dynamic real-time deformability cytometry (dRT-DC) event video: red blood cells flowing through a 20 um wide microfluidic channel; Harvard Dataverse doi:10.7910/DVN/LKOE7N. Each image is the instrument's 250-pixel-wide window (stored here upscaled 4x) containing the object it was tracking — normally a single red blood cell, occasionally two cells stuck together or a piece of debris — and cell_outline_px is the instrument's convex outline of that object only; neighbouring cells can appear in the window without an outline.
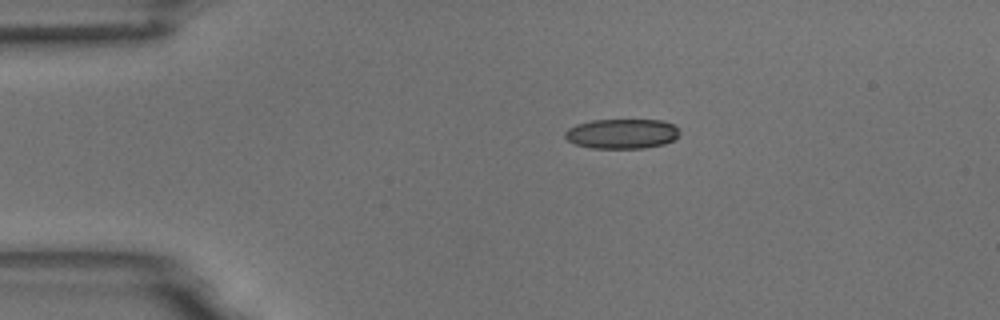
{"species": "common noctule bat (a hibernating species)", "species_latin": "Nyctalus noctula", "temperature_condition": "room temperature", "stored_images_in_passage": 3, "camera_frame_rate_fps": 3000, "um_per_image_px": 0.085, "animal": {"sex": "male", "body_mass_g": 18.8}, "frame": {"image": 1, "passage_image": 1, "time_ms": 0.0, "image_size_px": [1000, 320], "cell_outline_px": [[680, 136], [664, 144], [644, 148], [592, 148], [576, 144], [568, 140], [564, 136], [564, 132], [568, 128], [576, 124], [592, 120], [660, 120], [672, 124], [680, 132]], "centroid_in_image_um": [52.85, 11.36], "position_along_channel_um": 32.2, "area_um2": 19.88}}